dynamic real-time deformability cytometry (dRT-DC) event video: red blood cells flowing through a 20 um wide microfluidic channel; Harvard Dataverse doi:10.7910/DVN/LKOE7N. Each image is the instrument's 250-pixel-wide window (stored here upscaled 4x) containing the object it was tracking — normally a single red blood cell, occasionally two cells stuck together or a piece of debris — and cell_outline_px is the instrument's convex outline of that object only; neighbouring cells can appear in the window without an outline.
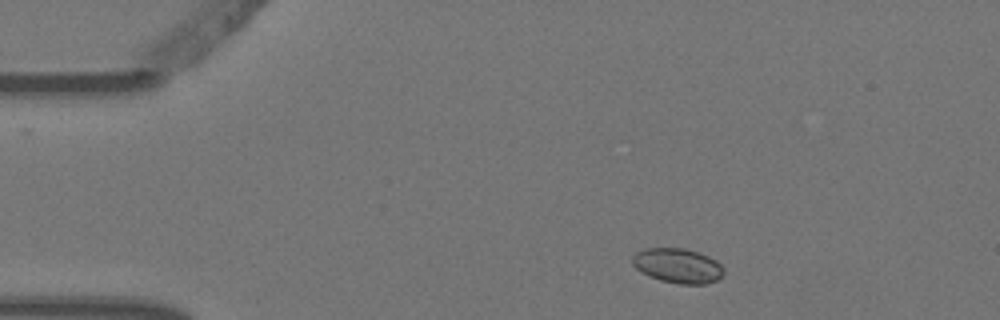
{"species": "Egyptian fruit bat (a non-hibernating species)", "species_latin": "Rousettus aegyptiacus", "temperature_condition": "warm", "stored_images_in_passage": 3, "camera_frame_rate_fps": 3000, "um_per_image_px": 0.085, "animal": {"sex": "female"}, "frame": {"image": 1, "passage_image": 2, "time_ms": 0.333, "image_size_px": [1000, 320], "cell_outline_px": [[724, 272], [716, 280], [704, 284], [680, 284], [660, 280], [648, 276], [636, 268], [632, 264], [632, 256], [636, 252], [644, 248], [684, 248], [700, 252], [716, 260], [724, 268]], "centroid_in_image_um": [57.59, 22.57], "position_along_channel_um": 27.4, "area_um2": 18.55}}